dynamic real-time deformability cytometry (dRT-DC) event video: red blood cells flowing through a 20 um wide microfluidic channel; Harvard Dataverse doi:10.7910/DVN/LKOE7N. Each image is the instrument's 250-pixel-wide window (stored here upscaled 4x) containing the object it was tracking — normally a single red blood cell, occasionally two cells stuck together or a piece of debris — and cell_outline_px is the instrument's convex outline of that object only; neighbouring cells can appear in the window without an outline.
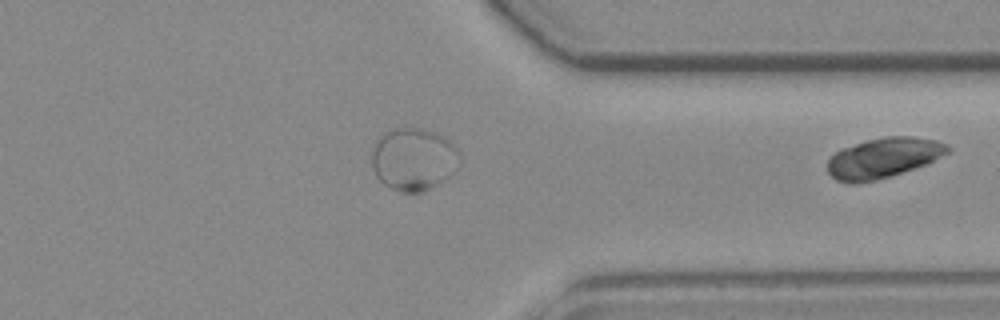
{"species": "common noctule bat (a hibernating species)", "species_latin": "Nyctalus noctula", "temperature_condition": "room temperature", "stored_images_in_passage": 33, "segment_of_instrument_passage": [2, 2], "camera_frame_rate_fps": 3000, "um_per_image_px": 0.085, "animal": {"sex": "female", "body_mass_g": 19.3, "forearm_length_mm": 54.1}, "frame": {"image": 1, "passage_image": 33, "time_ms": 10.667, "image_size_px": [1000, 320], "cell_outline_px": [[952, 152], [924, 164], [892, 176], [860, 184], [848, 184], [836, 180], [828, 172], [828, 160], [836, 152], [844, 148], [868, 140], [888, 136], [912, 136], [936, 140], [948, 144], [952, 148]], "centroid_in_image_um": [75.12, 13.43], "position_along_channel_um": 336.3, "area_um2": 28.15}}